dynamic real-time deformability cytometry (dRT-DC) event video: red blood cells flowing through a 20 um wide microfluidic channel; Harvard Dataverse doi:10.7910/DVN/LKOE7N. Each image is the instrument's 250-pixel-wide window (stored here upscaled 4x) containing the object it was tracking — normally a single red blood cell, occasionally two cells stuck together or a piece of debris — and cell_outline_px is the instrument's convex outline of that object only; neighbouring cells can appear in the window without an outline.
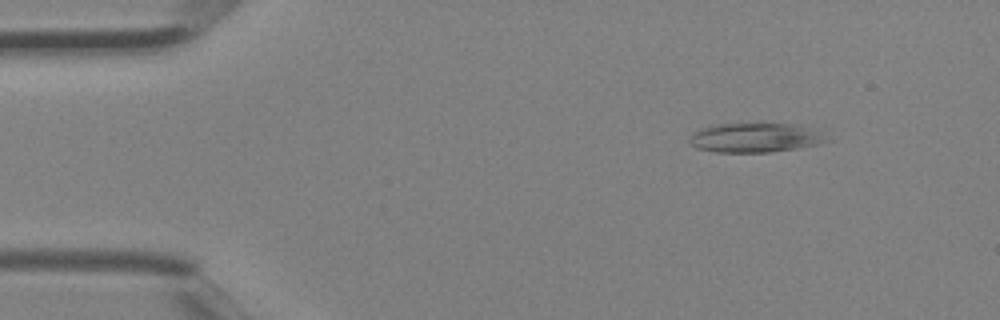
{"species": "Egyptian fruit bat (a non-hibernating species)", "species_latin": "Rousettus aegyptiacus", "temperature_condition": "room temperature", "stored_images_in_passage": 3, "camera_frame_rate_fps": 3000, "um_per_image_px": 0.085, "animal": {"sex": "female"}, "frame": {"image": 1, "passage_image": 1, "time_ms": 0.0, "image_size_px": [1000, 320], "cell_outline_px": [[832, 140], [820, 144], [772, 152], [716, 152], [696, 148], [688, 144], [688, 136], [700, 128], [712, 124], [764, 120], [800, 124]], "centroid_in_image_um": [64.13, 11.64], "position_along_channel_um": 20.9, "area_um2": 24.8}}
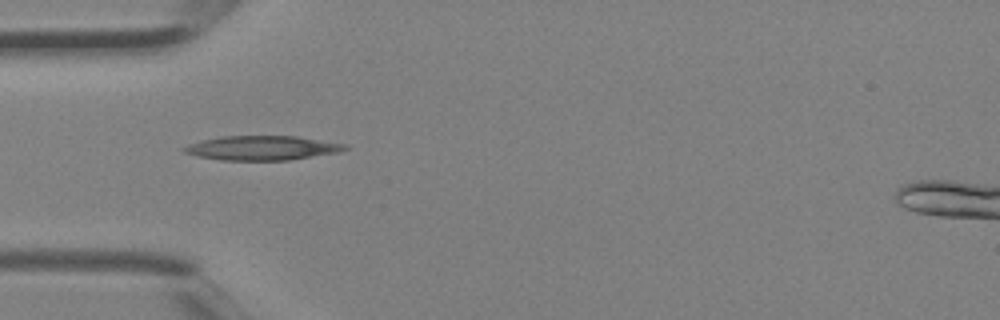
{"frame": {"image": 2, "passage_image": 3, "time_ms": 0.667, "image_size_px": [1000, 320], "cell_outline_px": [[352, 148], [340, 152], [288, 160], [220, 160], [196, 156], [184, 152], [180, 148], [188, 144], [220, 136], [296, 136], [348, 144]], "centroid_in_image_um": [22.31, 12.57], "position_along_channel_um": 62.7, "area_um2": 23.0}}